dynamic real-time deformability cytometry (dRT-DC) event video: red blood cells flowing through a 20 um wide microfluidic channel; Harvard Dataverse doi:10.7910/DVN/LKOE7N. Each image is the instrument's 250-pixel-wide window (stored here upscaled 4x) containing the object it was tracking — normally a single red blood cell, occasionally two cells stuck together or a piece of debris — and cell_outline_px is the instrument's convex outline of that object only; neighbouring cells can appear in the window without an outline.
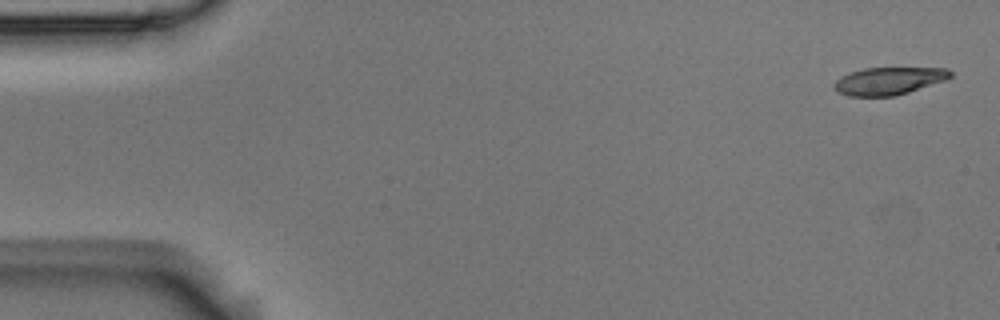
{"species": "Egyptian fruit bat (a non-hibernating species)", "species_latin": "Rousettus aegyptiacus", "temperature_condition": "room temperature", "stored_images_in_passage": 4, "camera_frame_rate_fps": 3000, "um_per_image_px": 0.085, "animal": {"sex": "male"}, "frame": {"image": 1, "passage_image": 1, "time_ms": 0.0, "image_size_px": [1000, 320], "cell_outline_px": [[952, 76], [944, 80], [896, 96], [848, 96], [836, 92], [832, 88], [832, 84], [840, 76], [864, 68], [948, 68], [952, 72]], "centroid_in_image_um": [75.49, 6.88], "position_along_channel_um": 9.5, "area_um2": 18.67}}
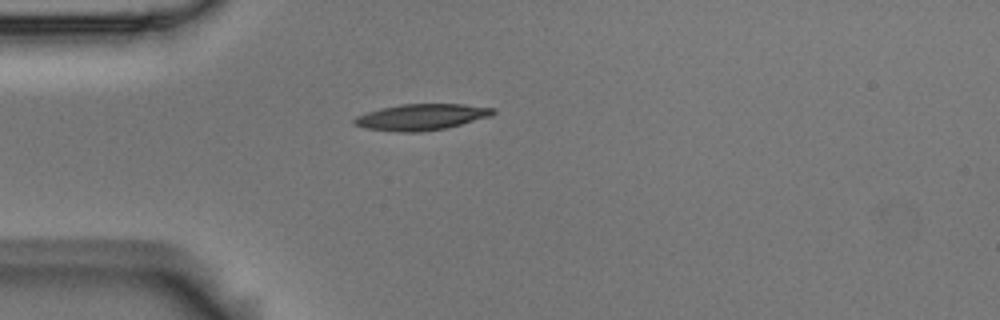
{"frame": {"image": 2, "passage_image": 4, "time_ms": 1.0, "image_size_px": [1000, 320], "cell_outline_px": [[496, 112], [492, 116], [444, 128], [420, 132], [400, 132], [364, 128], [352, 124], [352, 120], [356, 116], [380, 108], [400, 104], [464, 104], [496, 108]], "centroid_in_image_um": [35.8, 9.94], "position_along_channel_um": 49.2, "area_um2": 21.21}}